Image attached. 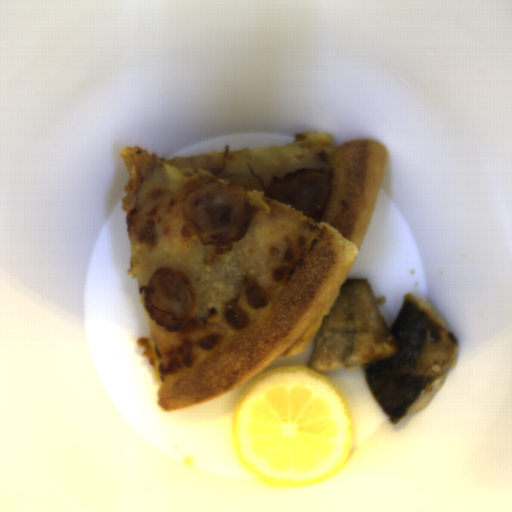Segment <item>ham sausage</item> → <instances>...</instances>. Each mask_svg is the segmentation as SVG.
I'll return each mask as SVG.
<instances>
[{"mask_svg":"<svg viewBox=\"0 0 512 512\" xmlns=\"http://www.w3.org/2000/svg\"><path fill=\"white\" fill-rule=\"evenodd\" d=\"M265 198L318 220L330 199V181L313 170L294 173L275 181Z\"/></svg>","mask_w":512,"mask_h":512,"instance_id":"3","label":"ham sausage"},{"mask_svg":"<svg viewBox=\"0 0 512 512\" xmlns=\"http://www.w3.org/2000/svg\"><path fill=\"white\" fill-rule=\"evenodd\" d=\"M143 298L149 318L172 333L183 330L194 305L190 283L176 266H162L152 273Z\"/></svg>","mask_w":512,"mask_h":512,"instance_id":"2","label":"ham sausage"},{"mask_svg":"<svg viewBox=\"0 0 512 512\" xmlns=\"http://www.w3.org/2000/svg\"><path fill=\"white\" fill-rule=\"evenodd\" d=\"M251 215L246 198L217 186L197 190L184 202V219L209 243L238 242L250 225Z\"/></svg>","mask_w":512,"mask_h":512,"instance_id":"1","label":"ham sausage"}]
</instances>
